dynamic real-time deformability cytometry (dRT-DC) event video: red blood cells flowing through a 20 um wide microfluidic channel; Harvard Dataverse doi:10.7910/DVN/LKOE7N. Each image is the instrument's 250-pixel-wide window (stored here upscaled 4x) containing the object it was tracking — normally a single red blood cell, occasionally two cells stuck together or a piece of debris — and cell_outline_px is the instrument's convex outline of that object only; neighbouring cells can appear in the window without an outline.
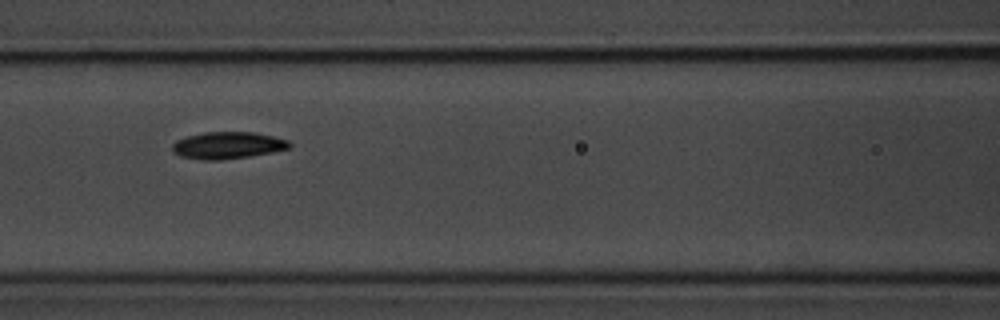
{"species": "common noctule bat (a hibernating species)", "species_latin": "Nyctalus noctula", "temperature_condition": "room temperature", "stored_images_in_passage": 8, "camera_frame_rate_fps": 3000, "um_per_image_px": 0.085, "animal": {"sex": "male", "body_mass_g": 20.1, "forearm_length_mm": 53.5}, "frame": {"image": 1, "passage_image": 7, "time_ms": 7.0, "image_size_px": [1000, 320], "cell_outline_px": [[292, 144], [288, 148], [272, 152], [248, 156], [220, 160], [204, 160], [180, 156], [172, 152], [172, 144], [176, 140], [188, 136], [204, 132], [252, 132], [272, 136], [288, 140]], "centroid_in_image_um": [19.32, 12.35], "position_along_channel_um": 147.3, "area_um2": 18.26}}
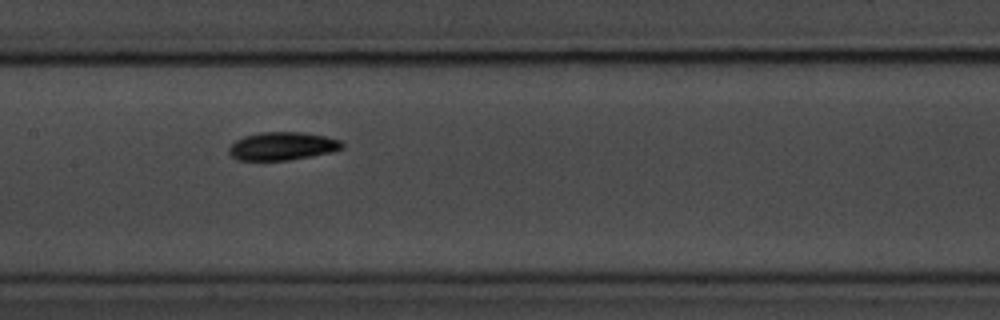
{"frame": {"image": 2, "passage_image": 8, "time_ms": 8.0, "image_size_px": [1000, 320], "cell_outline_px": [[344, 148], [332, 152], [288, 160], [236, 160], [228, 152], [228, 148], [236, 140], [244, 136], [260, 132], [300, 132], [324, 136], [340, 140], [344, 144]], "centroid_in_image_um": [23.99, 12.42], "position_along_channel_um": 183.4, "area_um2": 18.5}}